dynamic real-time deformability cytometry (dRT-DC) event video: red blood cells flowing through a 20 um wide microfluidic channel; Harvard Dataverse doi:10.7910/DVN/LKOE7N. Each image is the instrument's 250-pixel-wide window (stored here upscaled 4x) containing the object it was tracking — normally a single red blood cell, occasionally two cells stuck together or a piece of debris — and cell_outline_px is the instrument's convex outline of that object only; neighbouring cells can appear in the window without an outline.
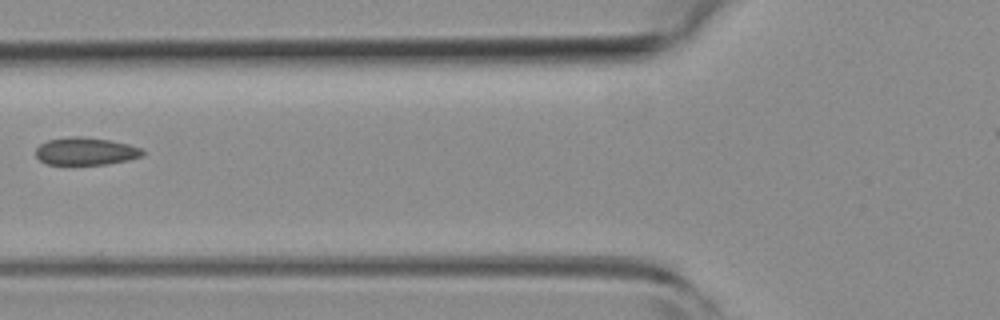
{"species": "common noctule bat (a hibernating species)", "species_latin": "Nyctalus noctula", "temperature_condition": "room temperature", "stored_images_in_passage": 7, "camera_frame_rate_fps": 3000, "um_per_image_px": 0.085, "animal": {"sex": "female", "body_mass_g": 19.3, "forearm_length_mm": 54.1}, "frame": {"image": 1, "passage_image": 6, "time_ms": 1.667, "image_size_px": [1000, 320], "cell_outline_px": [[144, 156], [128, 160], [108, 164], [44, 164], [36, 156], [36, 148], [40, 144], [48, 140], [72, 136], [80, 136], [108, 140], [128, 144], [140, 148], [144, 152]], "centroid_in_image_um": [7.28, 12.86], "position_along_channel_um": 118.5, "area_um2": 17.11}}
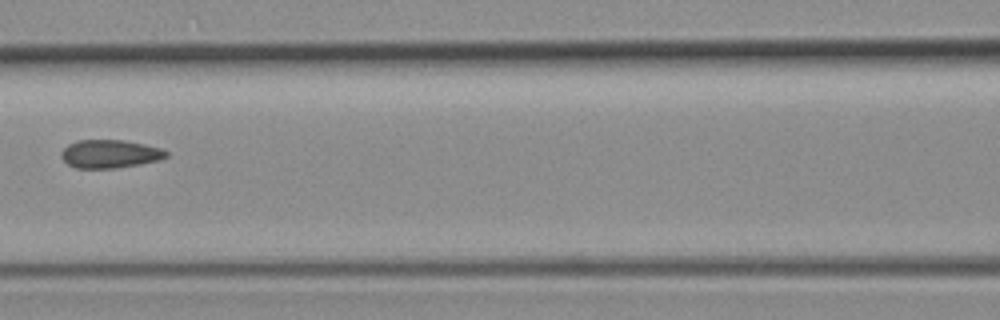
{"frame": {"image": 2, "passage_image": 7, "time_ms": 2.0, "image_size_px": [1000, 320], "cell_outline_px": [[168, 156], [160, 160], [140, 164], [116, 168], [76, 168], [68, 164], [60, 156], [60, 152], [68, 144], [76, 140], [124, 140], [144, 144], [160, 148], [168, 152]], "centroid_in_image_um": [9.33, 13.08], "position_along_channel_um": 157.3, "area_um2": 17.34}}